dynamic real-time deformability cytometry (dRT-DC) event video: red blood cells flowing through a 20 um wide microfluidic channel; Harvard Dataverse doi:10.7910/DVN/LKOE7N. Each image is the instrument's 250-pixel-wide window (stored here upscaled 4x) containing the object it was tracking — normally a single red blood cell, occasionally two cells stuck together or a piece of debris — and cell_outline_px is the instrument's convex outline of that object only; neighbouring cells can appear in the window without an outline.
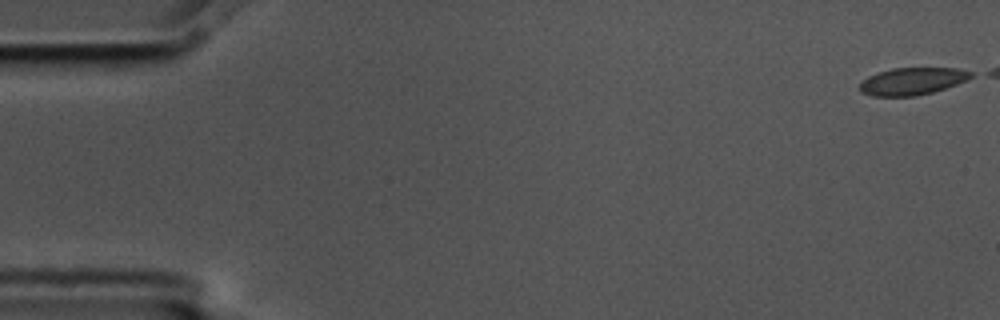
{"species": "common noctule bat (a hibernating species)", "species_latin": "Nyctalus noctula", "temperature_condition": "cold", "stored_images_in_passage": 14, "camera_frame_rate_fps": 3000, "um_per_image_px": 0.085, "animal": {"sex": "male", "body_mass_g": 17.5, "forearm_length_mm": 52.3}, "frame": {"image": 1, "passage_image": 1, "time_ms": 0.0, "image_size_px": [1000, 320], "cell_outline_px": [[976, 76], [968, 80], [932, 92], [916, 96], [872, 96], [860, 92], [856, 88], [868, 76], [892, 68], [956, 68], [972, 72]], "centroid_in_image_um": [77.54, 6.91], "position_along_channel_um": 7.5, "area_um2": 17.74}}
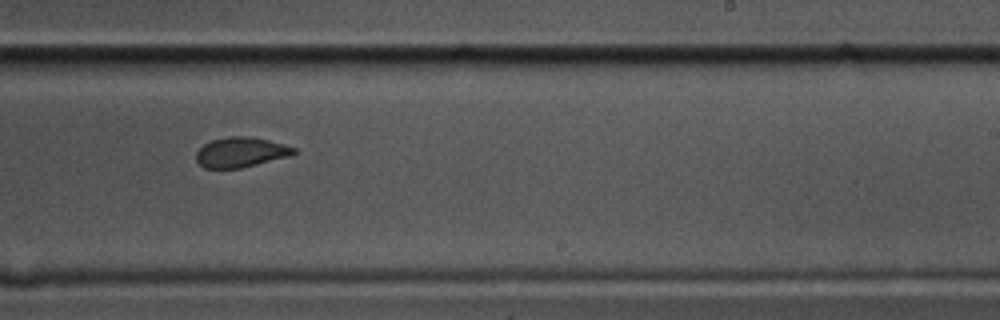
{"frame": {"image": 2, "passage_image": 10, "time_ms": 3.0, "image_size_px": [1000, 320], "cell_outline_px": [[296, 152], [292, 156], [240, 168], [204, 168], [196, 160], [196, 152], [204, 144], [212, 140], [228, 136], [252, 136], [268, 140], [296, 148]], "centroid_in_image_um": [20.48, 12.94], "position_along_channel_um": 268.5, "area_um2": 17.11}}
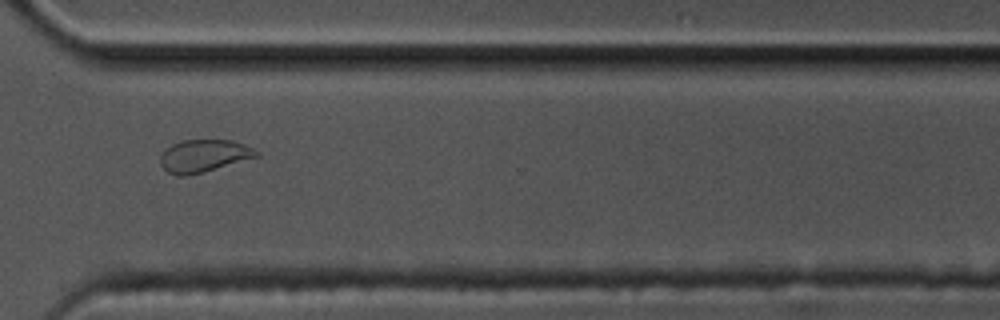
{"frame": {"image": 3, "passage_image": 12, "time_ms": 3.667, "image_size_px": [1000, 320], "cell_outline_px": [[260, 156], [204, 172], [188, 176], [176, 176], [168, 172], [160, 164], [160, 156], [172, 144], [184, 140], [232, 140], [252, 148], [260, 152]], "centroid_in_image_um": [17.33, 13.26], "position_along_channel_um": 353.3, "area_um2": 18.15}}